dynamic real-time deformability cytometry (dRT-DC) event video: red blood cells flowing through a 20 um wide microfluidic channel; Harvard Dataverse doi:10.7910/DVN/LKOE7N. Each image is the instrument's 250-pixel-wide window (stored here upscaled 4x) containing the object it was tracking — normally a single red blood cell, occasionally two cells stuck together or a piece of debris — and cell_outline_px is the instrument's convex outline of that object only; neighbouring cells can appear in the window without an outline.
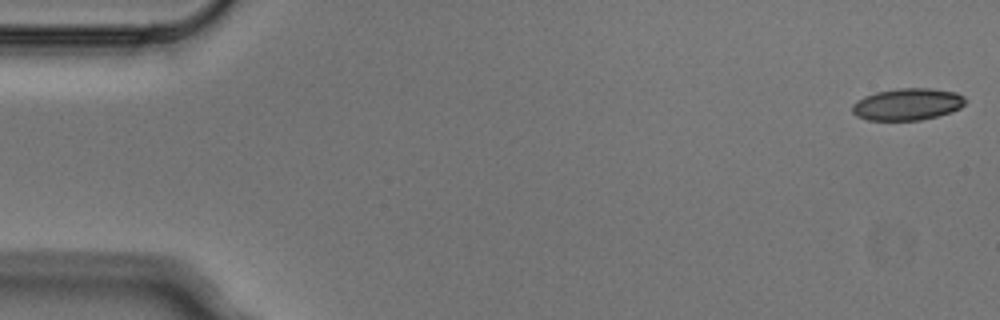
{"species": "Egyptian fruit bat (a non-hibernating species)", "species_latin": "Rousettus aegyptiacus", "temperature_condition": "cold", "stored_images_in_passage": 5, "camera_frame_rate_fps": 3000, "um_per_image_px": 0.085, "animal": {"sex": "male"}, "frame": {"image": 1, "passage_image": 1, "time_ms": 0.0, "image_size_px": [1000, 320], "cell_outline_px": [[968, 100], [960, 108], [952, 112], [920, 120], [868, 120], [856, 116], [852, 112], [852, 104], [864, 96], [876, 92], [896, 88], [932, 88], [956, 92], [964, 96]], "centroid_in_image_um": [77.15, 8.85], "position_along_channel_um": 7.9, "area_um2": 21.21}}
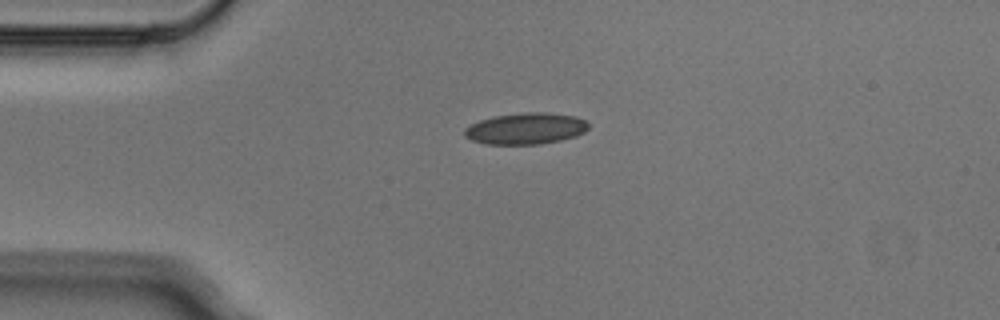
{"frame": {"image": 2, "passage_image": 4, "time_ms": 1.0, "image_size_px": [1000, 320], "cell_outline_px": [[588, 128], [584, 132], [576, 136], [560, 140], [540, 144], [488, 144], [472, 140], [464, 136], [464, 128], [480, 120], [492, 116], [528, 112], [544, 112], [576, 116], [584, 120], [588, 124]], "centroid_in_image_um": [44.68, 10.92], "position_along_channel_um": 40.3, "area_um2": 22.6}}